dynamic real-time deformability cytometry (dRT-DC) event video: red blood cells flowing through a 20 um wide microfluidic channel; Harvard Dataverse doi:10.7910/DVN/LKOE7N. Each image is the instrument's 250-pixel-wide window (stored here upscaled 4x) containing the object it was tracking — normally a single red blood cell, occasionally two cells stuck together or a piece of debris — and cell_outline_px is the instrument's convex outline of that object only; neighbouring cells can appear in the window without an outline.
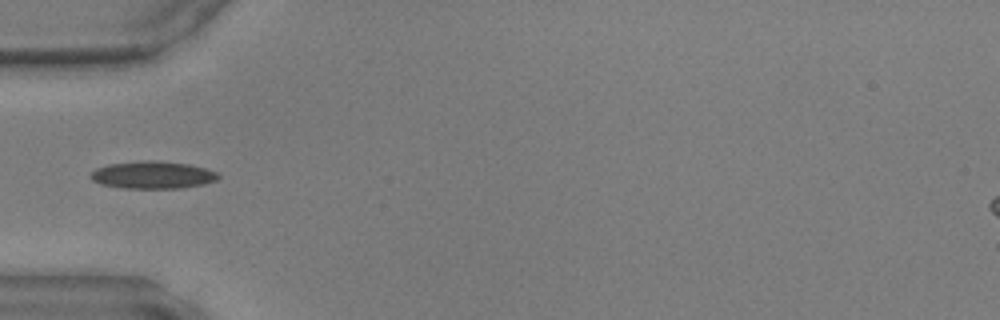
{"species": "common noctule bat (a hibernating species)", "species_latin": "Nyctalus noctula", "temperature_condition": "warm", "stored_images_in_passage": 33, "camera_frame_rate_fps": 3000, "um_per_image_px": 0.085, "animal": {"sex": "male", "body_mass_g": 17.9, "forearm_length_mm": 54.2}, "frame": {"image": 1, "passage_image": 1, "time_ms": 0.0, "image_size_px": [1000, 320], "cell_outline_px": [[220, 176], [216, 180], [204, 184], [180, 188], [124, 188], [100, 184], [92, 180], [88, 176], [96, 168], [108, 164], [148, 160], [188, 164], [204, 168], [216, 172]], "centroid_in_image_um": [12.94, 14.88], "position_along_channel_um": 72.1, "area_um2": 20.23}}
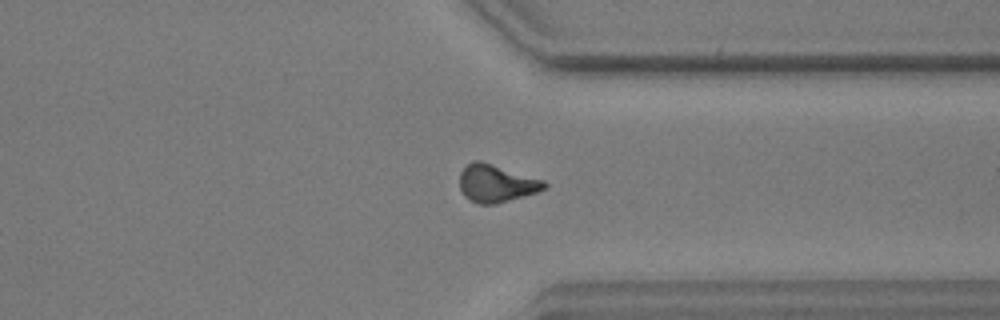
{"frame": {"image": 2, "passage_image": 22, "time_ms": 7.0, "image_size_px": [1000, 320], "cell_outline_px": [[548, 188], [536, 192], [496, 204], [480, 204], [468, 200], [464, 196], [460, 188], [460, 172], [472, 160], [480, 160], [544, 180], [548, 184]], "centroid_in_image_um": [42.18, 15.59], "position_along_channel_um": 369.2, "area_um2": 18.55}}
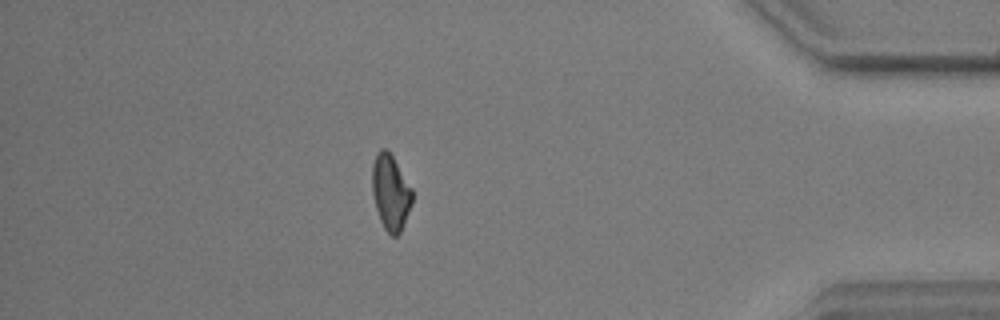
{"frame": {"image": 3, "passage_image": 27, "time_ms": 8.667, "image_size_px": [1000, 320], "cell_outline_px": [[412, 204], [400, 232], [396, 236], [392, 236], [384, 228], [380, 220], [376, 208], [372, 192], [372, 164], [376, 152], [380, 148], [384, 148], [392, 156], [412, 188]], "centroid_in_image_um": [33.19, 16.34], "position_along_channel_um": 402.0, "area_um2": 17.51}}